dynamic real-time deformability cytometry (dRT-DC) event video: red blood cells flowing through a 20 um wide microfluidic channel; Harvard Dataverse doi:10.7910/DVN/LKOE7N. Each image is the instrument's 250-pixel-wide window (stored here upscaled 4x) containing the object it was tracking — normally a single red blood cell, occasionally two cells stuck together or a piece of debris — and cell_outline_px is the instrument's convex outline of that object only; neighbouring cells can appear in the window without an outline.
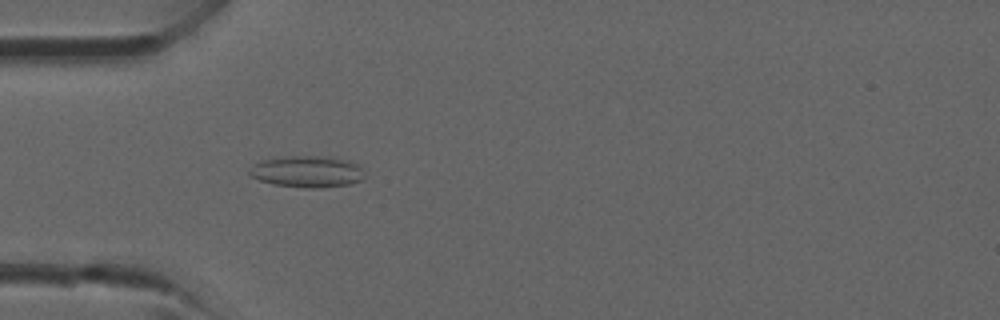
{"species": "common noctule bat (a hibernating species)", "species_latin": "Nyctalus noctula", "temperature_condition": "room temperature", "stored_images_in_passage": 40, "camera_frame_rate_fps": 3000, "um_per_image_px": 0.085, "animal": {"sex": "male", "forearm_length_mm": 52.5}, "frame": {"image": 1, "passage_image": 12, "time_ms": 3.667, "image_size_px": [1000, 320], "cell_outline_px": [[364, 176], [360, 180], [352, 184], [320, 188], [304, 188], [272, 184], [248, 176], [248, 172], [260, 160], [288, 156], [324, 156], [348, 160], [356, 164], [364, 172]], "centroid_in_image_um": [26.1, 14.6], "position_along_channel_um": 58.9, "area_um2": 21.21}}
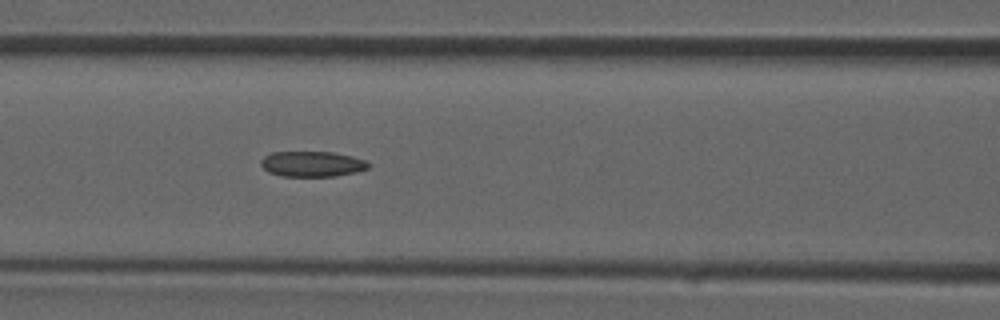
{"frame": {"image": 2, "passage_image": 17, "time_ms": 5.333, "image_size_px": [1000, 320], "cell_outline_px": [[368, 168], [356, 172], [336, 176], [284, 176], [268, 172], [260, 164], [260, 160], [264, 156], [272, 152], [332, 152], [352, 156], [364, 160], [368, 164]], "centroid_in_image_um": [26.5, 13.93], "position_along_channel_um": 140.1, "area_um2": 15.84}}
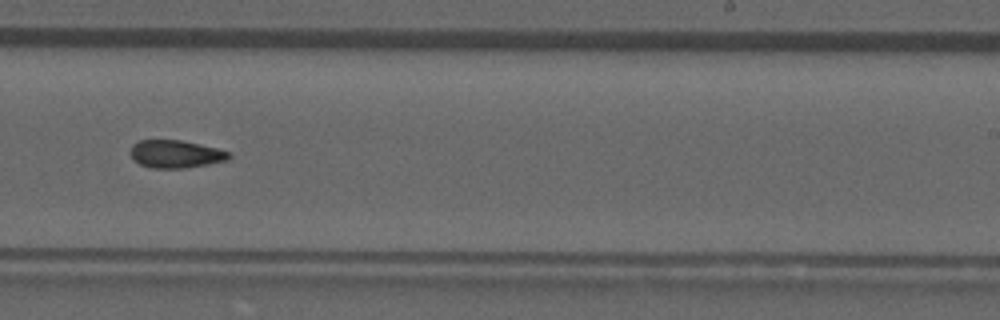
{"frame": {"image": 3, "passage_image": 25, "time_ms": 8.0, "image_size_px": [1000, 320], "cell_outline_px": [[232, 156], [228, 160], [208, 164], [184, 168], [152, 168], [140, 164], [132, 160], [128, 152], [132, 144], [140, 140], [180, 140], [200, 144], [232, 152]], "centroid_in_image_um": [14.91, 13.09], "position_along_channel_um": 274.1, "area_um2": 16.18}}